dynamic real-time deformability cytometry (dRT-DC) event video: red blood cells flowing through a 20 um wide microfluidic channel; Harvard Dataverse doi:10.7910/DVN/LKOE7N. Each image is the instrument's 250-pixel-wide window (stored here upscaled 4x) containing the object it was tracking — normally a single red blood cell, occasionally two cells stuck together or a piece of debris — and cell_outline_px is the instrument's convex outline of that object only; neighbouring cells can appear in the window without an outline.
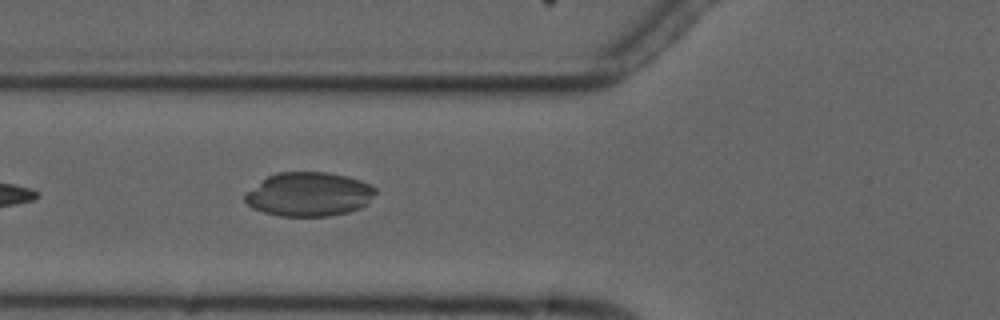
{"species": "common noctule bat (a hibernating species)", "species_latin": "Nyctalus noctula", "temperature_condition": "cold", "stored_images_in_passage": 6, "camera_frame_rate_fps": 3000, "um_per_image_px": 0.085, "animal": {"sex": "male", "forearm_length_mm": 52.5}, "frame": {"image": 1, "passage_image": 6, "time_ms": 5.667, "image_size_px": [1000, 320], "cell_outline_px": [[376, 192], [368, 204], [360, 208], [348, 212], [328, 216], [280, 216], [264, 212], [252, 208], [244, 200], [244, 196], [248, 192], [268, 176], [276, 172], [328, 172], [348, 176], [360, 180], [376, 188]], "centroid_in_image_um": [26.29, 16.51], "position_along_channel_um": 99.5, "area_um2": 33.41}}